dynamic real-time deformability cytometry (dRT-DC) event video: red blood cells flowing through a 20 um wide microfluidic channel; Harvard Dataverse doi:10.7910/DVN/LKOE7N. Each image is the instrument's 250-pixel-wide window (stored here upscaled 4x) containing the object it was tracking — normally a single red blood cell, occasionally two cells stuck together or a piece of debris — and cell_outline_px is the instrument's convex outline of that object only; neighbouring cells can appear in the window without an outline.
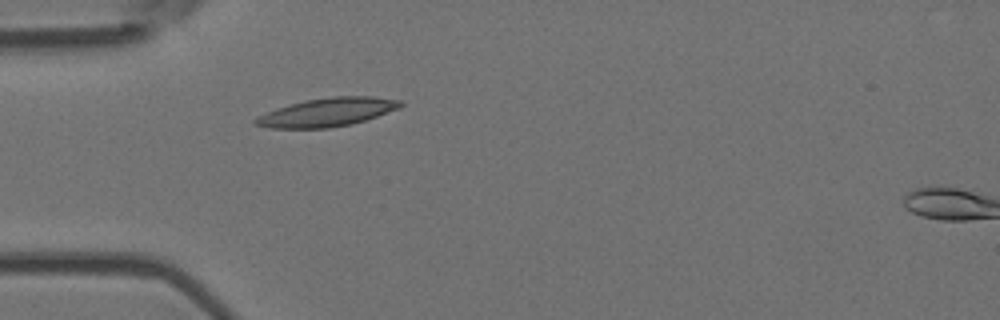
{"species": "Egyptian fruit bat (a non-hibernating species)", "species_latin": "Rousettus aegyptiacus", "temperature_condition": "room temperature", "stored_images_in_passage": 2, "camera_frame_rate_fps": 3000, "um_per_image_px": 0.085, "animal": {"sex": "female"}, "frame": {"image": 1, "passage_image": 1, "time_ms": 0.0, "image_size_px": [1000, 320], "cell_outline_px": [[404, 104], [400, 108], [352, 124], [328, 128], [268, 128], [252, 124], [252, 120], [276, 108], [288, 104], [304, 100], [332, 96], [372, 96], [400, 100]], "centroid_in_image_um": [27.8, 9.53], "position_along_channel_um": 57.2, "area_um2": 24.1}}